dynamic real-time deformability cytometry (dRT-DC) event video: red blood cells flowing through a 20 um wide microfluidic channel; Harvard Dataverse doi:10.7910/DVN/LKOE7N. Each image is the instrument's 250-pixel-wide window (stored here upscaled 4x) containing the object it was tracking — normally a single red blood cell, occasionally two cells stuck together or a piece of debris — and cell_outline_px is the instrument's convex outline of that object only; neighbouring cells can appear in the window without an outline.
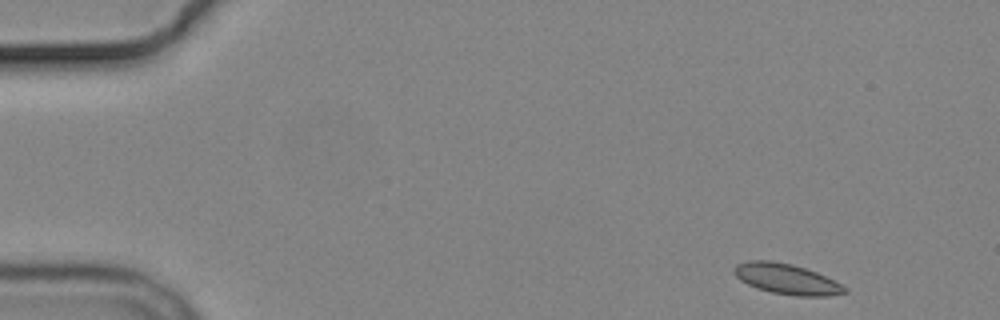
{"species": "common noctule bat (a hibernating species)", "species_latin": "Nyctalus noctula", "temperature_condition": "cold", "stored_images_in_passage": 4, "camera_frame_rate_fps": 3000, "um_per_image_px": 0.085, "animal": {"sex": "male", "body_mass_g": 19.2, "forearm_length_mm": 51.8}, "frame": {"image": 1, "passage_image": 1, "time_ms": 0.0, "image_size_px": [1000, 320], "cell_outline_px": [[848, 292], [828, 296], [796, 296], [772, 292], [756, 288], [740, 280], [732, 272], [732, 268], [736, 264], [748, 260], [772, 260], [792, 264], [816, 272], [848, 288]], "centroid_in_image_um": [66.82, 23.71], "position_along_channel_um": 18.2, "area_um2": 19.65}}
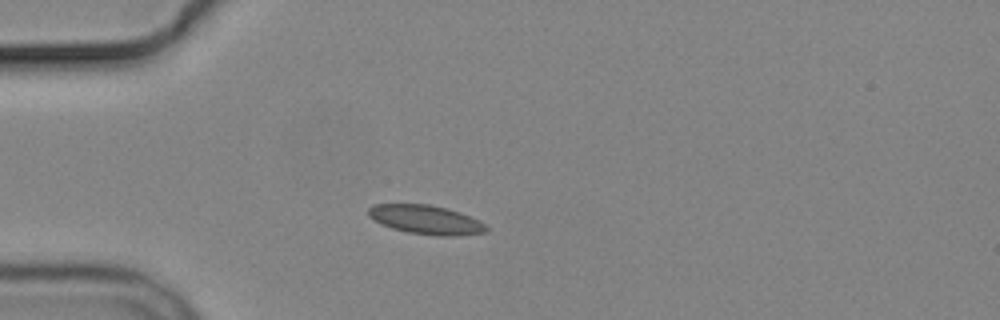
{"frame": {"image": 2, "passage_image": 4, "time_ms": 3.333, "image_size_px": [1000, 320], "cell_outline_px": [[488, 232], [456, 236], [436, 236], [408, 232], [392, 228], [380, 224], [368, 216], [368, 208], [372, 204], [428, 204], [460, 212], [480, 220], [488, 228]], "centroid_in_image_um": [36.2, 18.68], "position_along_channel_um": 48.8, "area_um2": 20.06}}